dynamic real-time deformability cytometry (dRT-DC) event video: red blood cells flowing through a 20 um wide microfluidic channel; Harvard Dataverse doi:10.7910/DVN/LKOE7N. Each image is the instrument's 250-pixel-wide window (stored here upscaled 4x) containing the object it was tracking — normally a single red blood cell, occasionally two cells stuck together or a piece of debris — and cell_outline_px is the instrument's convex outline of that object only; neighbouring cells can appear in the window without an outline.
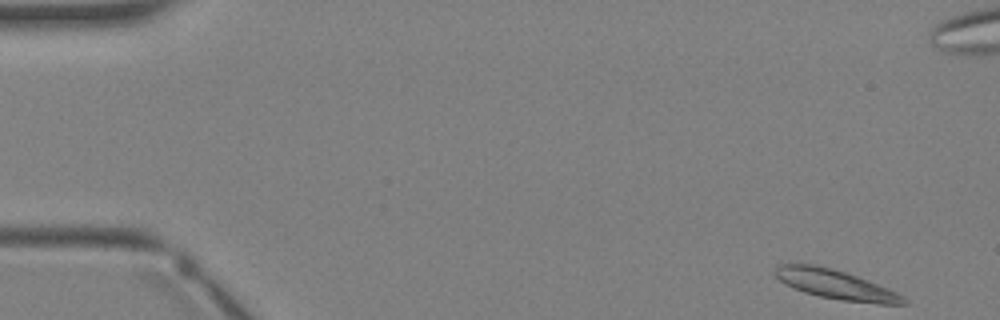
{"species": "Egyptian fruit bat (a non-hibernating species)", "species_latin": "Rousettus aegyptiacus", "temperature_condition": "warm", "stored_images_in_passage": 5, "camera_frame_rate_fps": 3000, "um_per_image_px": 0.085, "animal": {"sex": "female"}, "frame": {"image": 1, "passage_image": 1, "time_ms": 0.0, "image_size_px": [1000, 320], "cell_outline_px": [[908, 304], [880, 304], [840, 300], [820, 296], [804, 292], [780, 280], [772, 272], [776, 264], [816, 264], [832, 268], [868, 280], [896, 292], [904, 296], [908, 300]], "centroid_in_image_um": [71.04, 24.17], "position_along_channel_um": 14.0, "area_um2": 21.85}}